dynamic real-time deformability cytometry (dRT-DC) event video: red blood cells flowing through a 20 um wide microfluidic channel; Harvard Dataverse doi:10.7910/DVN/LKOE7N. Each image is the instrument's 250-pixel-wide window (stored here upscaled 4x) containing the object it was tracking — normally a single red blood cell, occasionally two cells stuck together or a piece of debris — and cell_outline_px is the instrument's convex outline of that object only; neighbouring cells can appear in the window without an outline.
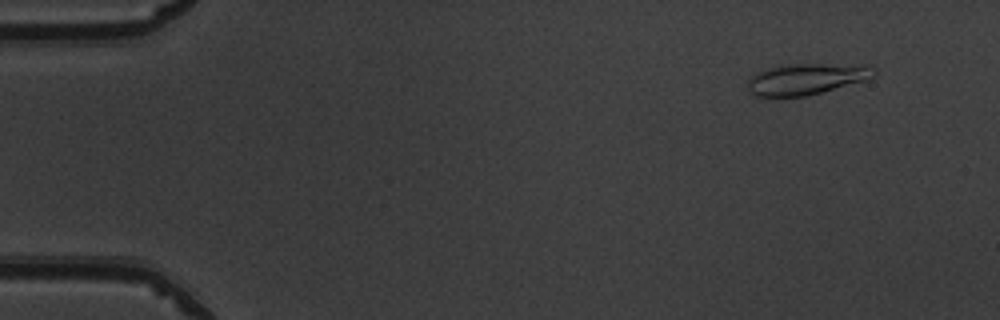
{"species": "common noctule bat (a hibernating species)", "species_latin": "Nyctalus noctula", "temperature_condition": "warm", "stored_images_in_passage": 51, "camera_frame_rate_fps": 3000, "um_per_image_px": 0.085, "animal": {"sex": "male", "body_mass_g": 19.5, "forearm_length_mm": 54.6}, "frame": {"image": 1, "passage_image": 5, "time_ms": 1.333, "image_size_px": [1000, 320], "cell_outline_px": [[876, 72], [872, 76], [864, 80], [820, 92], [804, 96], [756, 96], [748, 88], [748, 80], [756, 72], [780, 64], [872, 64]], "centroid_in_image_um": [68.55, 6.68], "position_along_channel_um": 16.4, "area_um2": 22.77}}
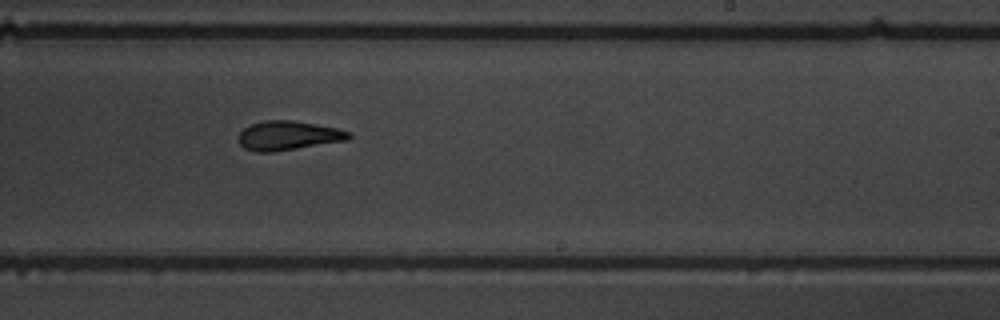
{"frame": {"image": 2, "passage_image": 32, "time_ms": 10.333, "image_size_px": [1000, 320], "cell_outline_px": [[352, 136], [348, 140], [272, 152], [256, 152], [244, 148], [240, 144], [240, 132], [248, 124], [264, 120], [292, 120], [336, 128], [352, 132]], "centroid_in_image_um": [24.5, 11.52], "position_along_channel_um": 264.5, "area_um2": 18.73}}
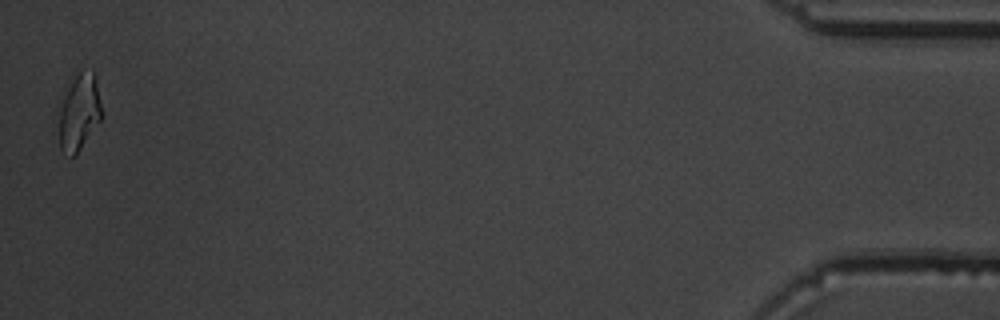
{"frame": {"image": 3, "passage_image": 51, "time_ms": 16.667, "image_size_px": [1000, 320], "cell_outline_px": [[100, 120], [80, 148], [72, 156], [60, 148], [56, 104], [72, 76], [80, 72], [96, 72], [100, 104]], "centroid_in_image_um": [6.64, 9.46], "position_along_channel_um": 428.6, "area_um2": 19.42}, "authors_computed_cell_mechanics": {"area_um2": 19.1896, "velocity_mm_per_s": 3.9833, "shape_relaxation_time_tau1_ms": 2.6698, "shape_relaxation_time_tau2_ms": 2.6258, "deformation_change_tau1": 0.1833, "deformation_change_tau2": 0.124}}